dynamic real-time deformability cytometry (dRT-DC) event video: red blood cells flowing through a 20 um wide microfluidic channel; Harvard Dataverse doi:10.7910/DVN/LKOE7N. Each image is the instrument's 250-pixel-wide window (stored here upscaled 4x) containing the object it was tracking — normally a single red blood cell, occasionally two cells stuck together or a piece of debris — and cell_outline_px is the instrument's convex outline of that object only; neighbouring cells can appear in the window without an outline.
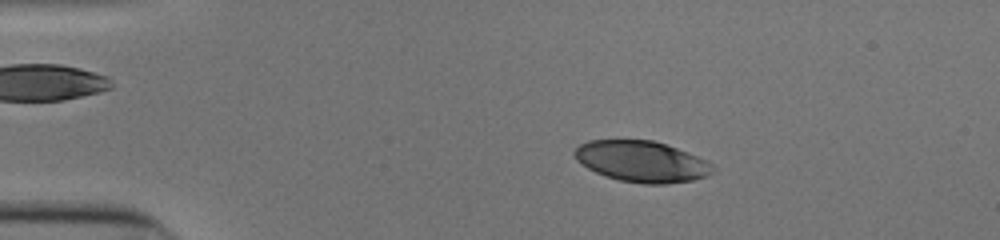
{"species": "human", "species_latin": "Homo sapiens", "temperature_condition": "cold", "stored_images_in_passage": 53, "camera_frame_rate_fps": 3000, "um_per_image_px": 0.085, "donor": {"sex": "male"}, "frame": {"image": 1, "passage_image": 10, "time_ms": 3.0, "image_size_px": [1000, 240], "cell_outline_px": [[716, 168], [708, 176], [692, 180], [668, 184], [644, 184], [620, 180], [604, 176], [588, 168], [576, 160], [572, 152], [580, 144], [588, 140], [652, 140], [676, 148], [708, 160]], "centroid_in_image_um": [54.55, 13.73], "position_along_channel_um": 30.5, "area_um2": 33.18}}
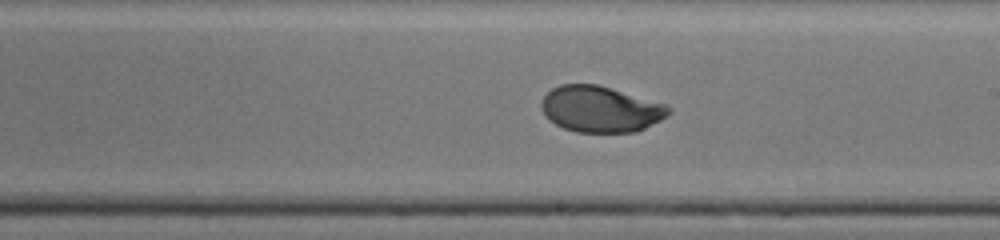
{"frame": {"image": 2, "passage_image": 31, "time_ms": 10.0, "image_size_px": [1000, 240], "cell_outline_px": [[672, 112], [668, 116], [636, 132], [576, 132], [564, 128], [556, 124], [544, 112], [540, 104], [544, 96], [552, 88], [560, 84], [596, 84], [668, 104], [672, 108]], "centroid_in_image_um": [51.09, 9.27], "position_along_channel_um": 237.9, "area_um2": 34.1}}
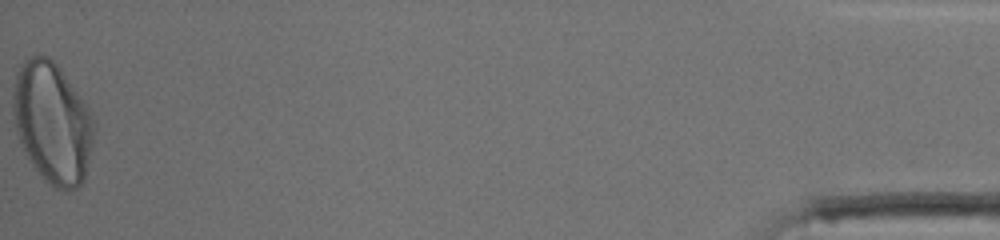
{"frame": {"image": 3, "passage_image": 53, "time_ms": 17.333, "image_size_px": [1000, 240], "cell_outline_px": [[96, 132], [84, 180], [76, 188], [68, 192], [64, 192], [56, 188], [44, 180], [32, 164], [24, 152], [16, 132], [12, 116], [12, 88], [16, 72], [20, 64], [24, 60], [32, 56], [48, 56], [60, 68], [80, 96], [88, 108], [96, 124]], "centroid_in_image_um": [4.44, 10.45], "position_along_channel_um": 430.8, "area_um2": 57.74}, "authors_computed_cell_mechanics": {"area_um2": 34.5066, "velocity_mm_per_s": 3.8916, "shape_relaxation_time_tau1_ms": 3.7044, "shape_relaxation_time_tau2_ms": null, "deformation_change_tau1": 0.1833, "deformation_change_tau2": null}}